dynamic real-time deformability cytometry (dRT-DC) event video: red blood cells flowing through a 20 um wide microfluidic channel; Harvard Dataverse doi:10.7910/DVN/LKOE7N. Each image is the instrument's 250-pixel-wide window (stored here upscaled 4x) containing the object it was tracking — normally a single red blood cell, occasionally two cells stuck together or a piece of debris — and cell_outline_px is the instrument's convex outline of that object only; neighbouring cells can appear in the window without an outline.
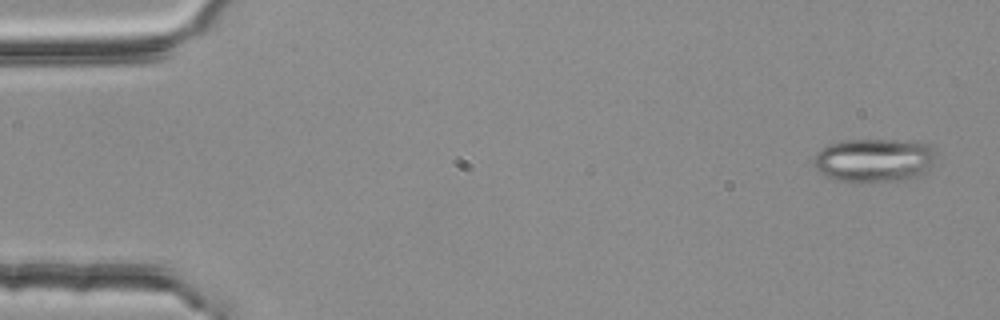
{"species": "common noctule bat (a hibernating species)", "species_latin": "Nyctalus noctula", "temperature_condition": "room temperature", "stored_images_in_passage": 3, "camera_frame_rate_fps": 3000, "um_per_image_px": 0.085, "animal": {"sex": "female", "body_mass_g": 25.1}, "frame": {"image": 1, "passage_image": 1, "time_ms": 0.0, "image_size_px": [1000, 320], "cell_outline_px": [[936, 156], [932, 164], [916, 176], [908, 180], [836, 180], [824, 176], [816, 168], [812, 160], [812, 156], [816, 152], [828, 144], [844, 140], [896, 140], [928, 144], [932, 148]], "centroid_in_image_um": [74.24, 13.59], "position_along_channel_um": 10.8, "area_um2": 30.58}}